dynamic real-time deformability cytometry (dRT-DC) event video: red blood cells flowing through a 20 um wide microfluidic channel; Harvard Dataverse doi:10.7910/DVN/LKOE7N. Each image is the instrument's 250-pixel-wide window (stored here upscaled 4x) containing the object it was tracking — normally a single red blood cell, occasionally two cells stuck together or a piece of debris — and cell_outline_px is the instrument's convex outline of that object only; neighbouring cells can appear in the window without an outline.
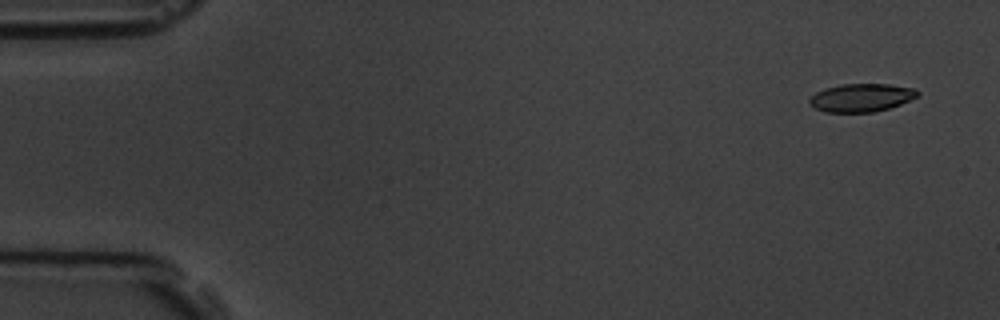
{"species": "common noctule bat (a hibernating species)", "species_latin": "Nyctalus noctula", "temperature_condition": "room temperature", "stored_images_in_passage": 4, "camera_frame_rate_fps": 3000, "um_per_image_px": 0.085, "animal": {"sex": "male", "body_mass_g": 19.5, "forearm_length_mm": 54.6}, "frame": {"image": 1, "passage_image": 1, "time_ms": 0.0, "image_size_px": [1000, 320], "cell_outline_px": [[920, 92], [916, 96], [900, 104], [888, 108], [872, 112], [824, 112], [808, 104], [808, 100], [816, 92], [824, 88], [840, 84], [888, 84], [916, 88]], "centroid_in_image_um": [73.18, 8.29], "position_along_channel_um": 11.8, "area_um2": 17.69}}
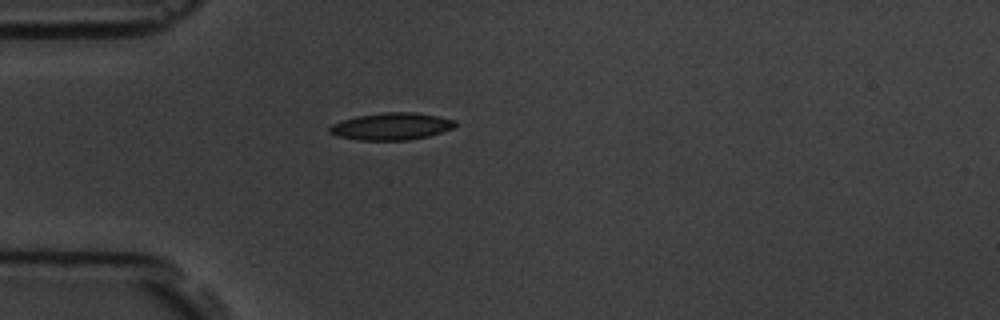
{"frame": {"image": 2, "passage_image": 4, "time_ms": 4.333, "image_size_px": [1000, 320], "cell_outline_px": [[456, 124], [452, 128], [428, 136], [408, 140], [360, 140], [340, 136], [328, 132], [328, 128], [332, 124], [356, 116], [384, 112], [412, 112], [436, 116], [456, 120]], "centroid_in_image_um": [33.26, 10.74], "position_along_channel_um": 51.7, "area_um2": 19.59}}